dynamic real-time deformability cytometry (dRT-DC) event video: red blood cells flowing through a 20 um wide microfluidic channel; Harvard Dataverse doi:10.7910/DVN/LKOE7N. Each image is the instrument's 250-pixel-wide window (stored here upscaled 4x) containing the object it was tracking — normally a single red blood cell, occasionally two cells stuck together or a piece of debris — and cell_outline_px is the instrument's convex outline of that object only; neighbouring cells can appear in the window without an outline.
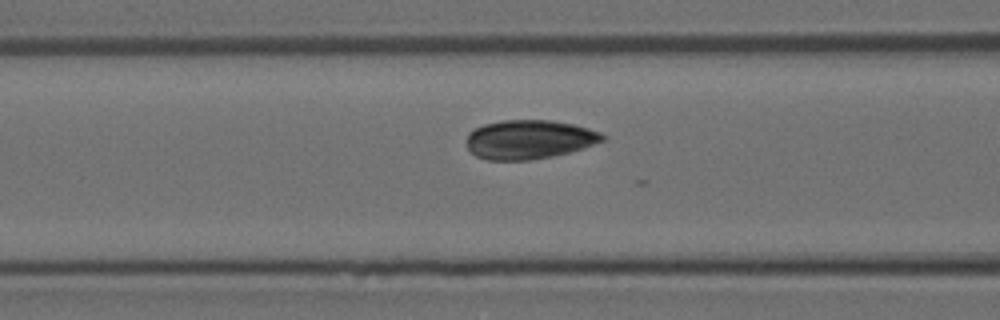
{"species": "Egyptian fruit bat (a non-hibernating species)", "species_latin": "Rousettus aegyptiacus", "temperature_condition": "room temperature", "stored_images_in_passage": 15, "camera_frame_rate_fps": 3000, "um_per_image_px": 0.085, "animal": {"sex": "female"}, "frame": {"image": 1, "passage_image": 13, "time_ms": 4.0, "image_size_px": [1000, 320], "cell_outline_px": [[608, 136], [604, 140], [568, 152], [552, 156], [528, 160], [488, 160], [476, 156], [468, 148], [468, 132], [484, 124], [504, 120], [552, 120], [572, 124], [588, 128], [600, 132]], "centroid_in_image_um": [44.97, 11.85], "position_along_channel_um": 121.6, "area_um2": 30.63}}